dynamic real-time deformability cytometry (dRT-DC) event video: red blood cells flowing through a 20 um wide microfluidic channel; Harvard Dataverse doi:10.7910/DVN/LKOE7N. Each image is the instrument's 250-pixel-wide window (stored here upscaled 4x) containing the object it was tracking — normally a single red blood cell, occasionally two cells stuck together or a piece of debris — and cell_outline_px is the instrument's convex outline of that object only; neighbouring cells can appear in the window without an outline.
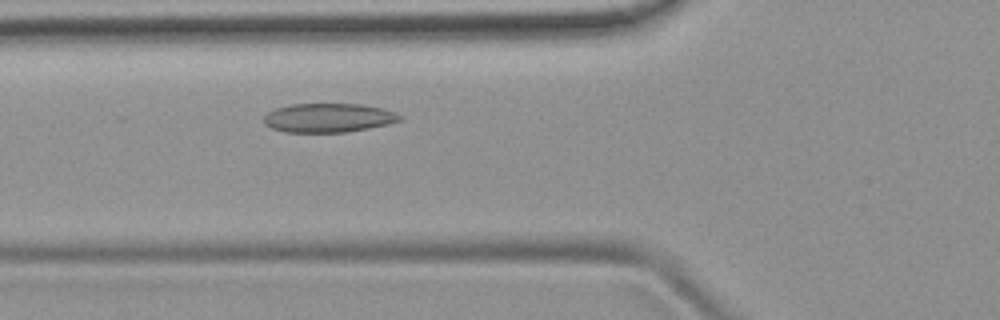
{"species": "common noctule bat (a hibernating species)", "species_latin": "Nyctalus noctula", "temperature_condition": "room temperature", "stored_images_in_passage": 44, "camera_frame_rate_fps": 3000, "um_per_image_px": 0.085, "animal": {"sex": "female", "body_mass_g": 19.9}, "frame": {"image": 1, "passage_image": 11, "time_ms": 3.333, "image_size_px": [1000, 320], "cell_outline_px": [[404, 116], [400, 120], [388, 124], [368, 128], [344, 132], [284, 132], [272, 128], [264, 124], [264, 116], [268, 112], [276, 108], [288, 104], [360, 104], [384, 108], [396, 112]], "centroid_in_image_um": [27.92, 10.01], "position_along_channel_um": 97.9, "area_um2": 23.06}}
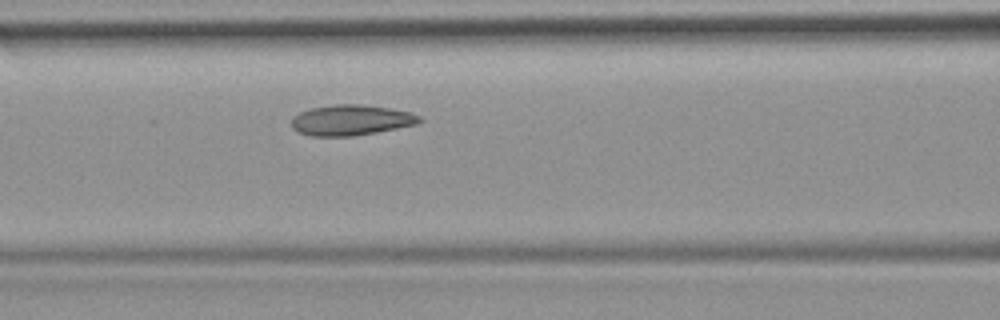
{"frame": {"image": 2, "passage_image": 14, "time_ms": 4.333, "image_size_px": [1000, 320], "cell_outline_px": [[424, 120], [416, 124], [376, 132], [352, 136], [312, 136], [296, 132], [292, 128], [292, 116], [300, 112], [312, 108], [336, 104], [360, 104], [388, 108], [408, 112], [420, 116]], "centroid_in_image_um": [29.8, 10.21], "position_along_channel_um": 136.8, "area_um2": 22.66}}
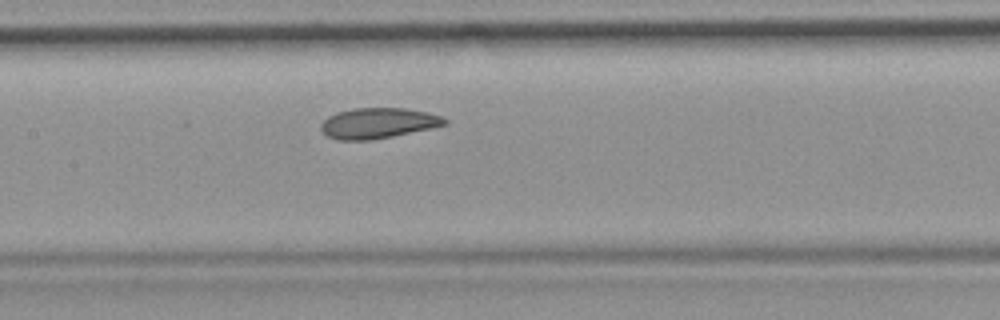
{"frame": {"image": 3, "passage_image": 17, "time_ms": 5.333, "image_size_px": [1000, 320], "cell_outline_px": [[448, 124], [432, 128], [372, 140], [336, 140], [328, 136], [320, 128], [320, 124], [328, 116], [336, 112], [356, 108], [404, 108], [428, 112], [440, 116], [448, 120]], "centroid_in_image_um": [32.13, 10.47], "position_along_channel_um": 175.3, "area_um2": 22.02}, "authors_computed_cell_mechanics": {"area_um2": 22.6576, "velocity_mm_per_s": 3.8565, "shape_relaxation_time_tau1_ms": 10.8797, "shape_relaxation_time_tau2_ms": 2.2379, "deformation_change_tau1": 0.1562, "deformation_change_tau2": 0.0829}}